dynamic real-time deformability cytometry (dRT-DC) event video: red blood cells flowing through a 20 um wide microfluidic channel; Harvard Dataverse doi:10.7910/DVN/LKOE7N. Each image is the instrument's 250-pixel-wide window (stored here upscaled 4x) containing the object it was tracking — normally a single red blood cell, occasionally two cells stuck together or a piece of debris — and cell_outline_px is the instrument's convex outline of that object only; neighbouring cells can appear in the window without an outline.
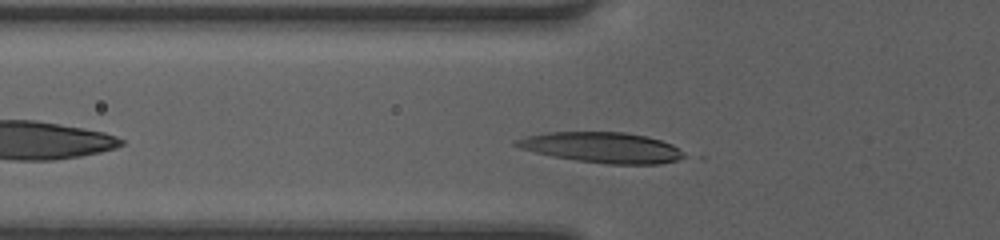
{"species": "human", "species_latin": "Homo sapiens", "temperature_condition": "room temperature", "stored_images_in_passage": 31, "camera_frame_rate_fps": 3000, "um_per_image_px": 0.085, "donor": {"sex": "female"}, "frame": {"image": 1, "passage_image": 5, "time_ms": 1.333, "image_size_px": [1000, 240], "cell_outline_px": [[684, 156], [676, 160], [660, 164], [608, 164], [576, 160], [552, 156], [520, 148], [512, 144], [512, 140], [528, 136], [548, 132], [624, 132], [644, 136], [660, 140], [672, 144], [684, 152]], "centroid_in_image_um": [51.15, 12.53], "position_along_channel_um": 74.6, "area_um2": 29.65}}
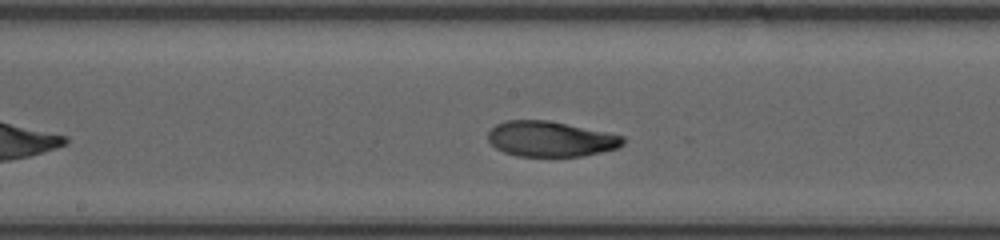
{"frame": {"image": 2, "passage_image": 14, "time_ms": 4.333, "image_size_px": [1000, 240], "cell_outline_px": [[624, 144], [620, 148], [580, 156], [516, 156], [504, 152], [496, 148], [488, 140], [488, 132], [496, 124], [508, 120], [548, 120], [624, 136]], "centroid_in_image_um": [46.79, 11.81], "position_along_channel_um": 201.4, "area_um2": 27.69}}
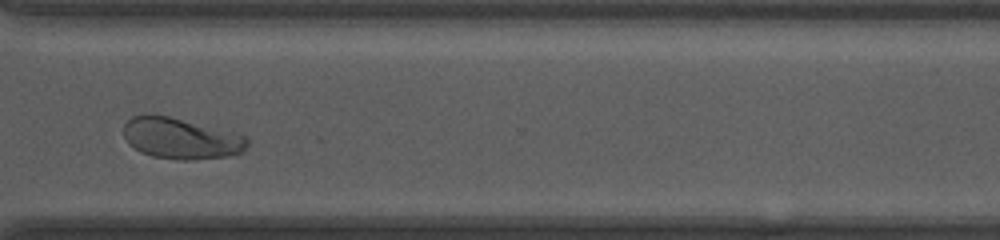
{"frame": {"image": 3, "passage_image": 25, "time_ms": 8.0, "image_size_px": [1000, 240], "cell_outline_px": [[248, 144], [244, 152], [228, 156], [196, 160], [176, 160], [152, 156], [140, 152], [128, 144], [124, 136], [124, 124], [132, 116], [168, 116], [248, 136]], "centroid_in_image_um": [15.4, 11.8], "position_along_channel_um": 355.2, "area_um2": 29.42}, "authors_computed_cell_mechanics": {"area_um2": 28.0908, "velocity_mm_per_s": 4.2163, "shape_relaxation_time_tau1_ms": 3.9825, "shape_relaxation_time_tau2_ms": 1.8609, "deformation_change_tau1": 0.1873, "deformation_change_tau2": 0.0753}}